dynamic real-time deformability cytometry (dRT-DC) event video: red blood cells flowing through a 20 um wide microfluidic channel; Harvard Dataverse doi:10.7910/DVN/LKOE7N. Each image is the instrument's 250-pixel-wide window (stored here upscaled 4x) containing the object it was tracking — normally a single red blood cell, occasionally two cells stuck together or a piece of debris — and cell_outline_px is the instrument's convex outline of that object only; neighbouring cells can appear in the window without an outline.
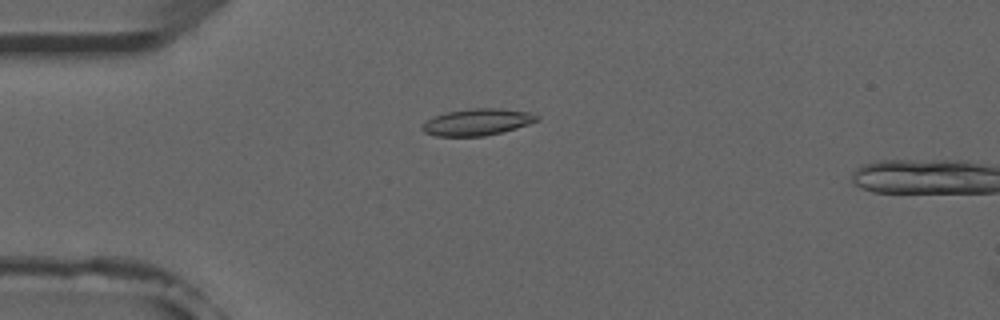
{"species": "common noctule bat (a hibernating species)", "species_latin": "Nyctalus noctula", "temperature_condition": "room temperature", "stored_images_in_passage": 16, "camera_frame_rate_fps": 3000, "um_per_image_px": 0.085, "animal": {"sex": "male", "forearm_length_mm": 52.5}, "frame": {"image": 1, "passage_image": 14, "time_ms": 4.333, "image_size_px": [1000, 320], "cell_outline_px": [[540, 120], [516, 128], [484, 136], [436, 136], [424, 132], [420, 128], [432, 116], [448, 112], [472, 108], [500, 108], [532, 112], [540, 116]], "centroid_in_image_um": [40.6, 10.36], "position_along_channel_um": 44.4, "area_um2": 17.86}}